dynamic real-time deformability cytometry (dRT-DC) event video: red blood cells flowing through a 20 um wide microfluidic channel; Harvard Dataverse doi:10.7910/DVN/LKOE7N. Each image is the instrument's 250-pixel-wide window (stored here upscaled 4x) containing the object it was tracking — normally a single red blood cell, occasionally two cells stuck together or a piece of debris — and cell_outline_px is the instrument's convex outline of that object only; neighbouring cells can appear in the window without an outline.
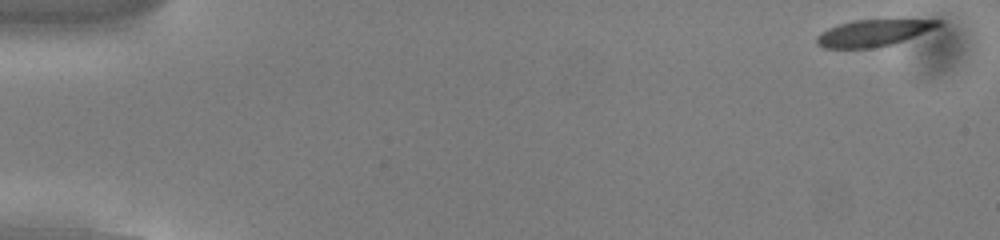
{"species": "common noctule bat (a hibernating species)", "species_latin": "Nyctalus noctula", "temperature_condition": "cold", "stored_images_in_passage": 52, "camera_frame_rate_fps": 3000, "um_per_image_px": 0.085, "animal": {"sex": "male", "body_mass_g": 13.0, "forearm_length_mm": 53.1}, "frame": {"image": 1, "passage_image": 1, "time_ms": 0.0, "image_size_px": [1000, 240], "cell_outline_px": [[940, 24], [932, 28], [904, 40], [892, 44], [872, 48], [824, 48], [816, 44], [816, 36], [820, 32], [828, 28], [840, 24], [856, 20], [940, 20]], "centroid_in_image_um": [74.11, 2.81], "position_along_channel_um": 10.9, "area_um2": 18.32}}
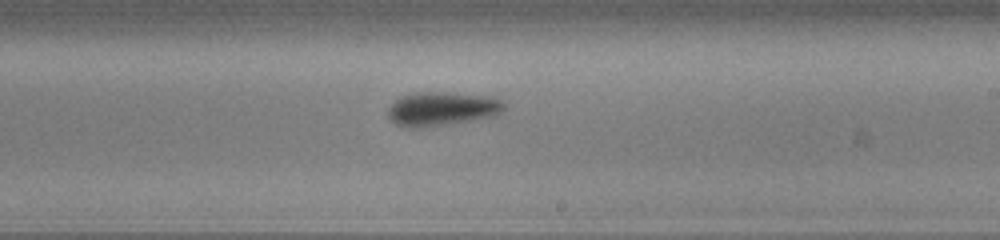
{"frame": {"image": 2, "passage_image": 31, "time_ms": 10.0, "image_size_px": [1000, 240], "cell_outline_px": [[504, 112], [496, 116], [416, 128], [412, 128], [396, 124], [388, 116], [388, 108], [400, 96], [416, 92], [448, 92], [492, 96], [504, 100]], "centroid_in_image_um": [37.61, 9.22], "position_along_channel_um": 251.4, "area_um2": 22.95}}
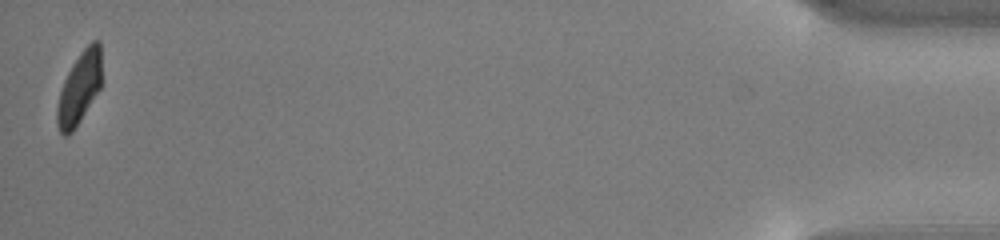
{"frame": {"image": 3, "passage_image": 52, "time_ms": 17.0, "image_size_px": [1000, 240], "cell_outline_px": [[100, 88], [80, 120], [72, 132], [68, 136], [64, 136], [60, 132], [56, 120], [56, 108], [60, 92], [64, 80], [72, 64], [80, 52], [92, 40], [100, 40]], "centroid_in_image_um": [6.72, 7.49], "position_along_channel_um": 428.5, "area_um2": 18.44}, "authors_computed_cell_mechanics": {"area_um2": 20.9814, "velocity_mm_per_s": 3.8387, "shape_relaxation_time_tau1_ms": 1.7692, "shape_relaxation_time_tau2_ms": null, "deformation_change_tau1": 0.121, "deformation_change_tau2": null}}